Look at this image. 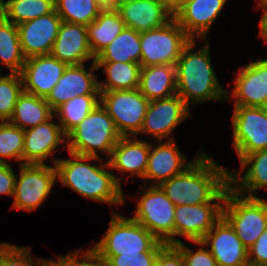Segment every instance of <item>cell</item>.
Wrapping results in <instances>:
<instances>
[{"label": "cell", "mask_w": 267, "mask_h": 266, "mask_svg": "<svg viewBox=\"0 0 267 266\" xmlns=\"http://www.w3.org/2000/svg\"><path fill=\"white\" fill-rule=\"evenodd\" d=\"M56 162L57 182L93 202L122 206L126 196L108 160L68 152ZM94 162V163H93ZM93 163V164H92Z\"/></svg>", "instance_id": "1"}, {"label": "cell", "mask_w": 267, "mask_h": 266, "mask_svg": "<svg viewBox=\"0 0 267 266\" xmlns=\"http://www.w3.org/2000/svg\"><path fill=\"white\" fill-rule=\"evenodd\" d=\"M229 170L203 151L182 173L159 186L175 206L224 202Z\"/></svg>", "instance_id": "2"}, {"label": "cell", "mask_w": 267, "mask_h": 266, "mask_svg": "<svg viewBox=\"0 0 267 266\" xmlns=\"http://www.w3.org/2000/svg\"><path fill=\"white\" fill-rule=\"evenodd\" d=\"M204 41L197 50V42ZM210 43L191 41L184 47L176 63L177 94L191 108L211 101H226V92L214 71Z\"/></svg>", "instance_id": "3"}, {"label": "cell", "mask_w": 267, "mask_h": 266, "mask_svg": "<svg viewBox=\"0 0 267 266\" xmlns=\"http://www.w3.org/2000/svg\"><path fill=\"white\" fill-rule=\"evenodd\" d=\"M116 210L111 209L108 228L92 246L100 256L159 252L166 245L137 221Z\"/></svg>", "instance_id": "4"}, {"label": "cell", "mask_w": 267, "mask_h": 266, "mask_svg": "<svg viewBox=\"0 0 267 266\" xmlns=\"http://www.w3.org/2000/svg\"><path fill=\"white\" fill-rule=\"evenodd\" d=\"M121 137L113 119L99 104L67 135L66 150L108 160Z\"/></svg>", "instance_id": "5"}, {"label": "cell", "mask_w": 267, "mask_h": 266, "mask_svg": "<svg viewBox=\"0 0 267 266\" xmlns=\"http://www.w3.org/2000/svg\"><path fill=\"white\" fill-rule=\"evenodd\" d=\"M222 217L248 249L267 228V199L241 195L229 186Z\"/></svg>", "instance_id": "6"}, {"label": "cell", "mask_w": 267, "mask_h": 266, "mask_svg": "<svg viewBox=\"0 0 267 266\" xmlns=\"http://www.w3.org/2000/svg\"><path fill=\"white\" fill-rule=\"evenodd\" d=\"M139 197V198H138ZM137 205L131 215L159 241L174 245L175 205L159 185L140 184Z\"/></svg>", "instance_id": "7"}, {"label": "cell", "mask_w": 267, "mask_h": 266, "mask_svg": "<svg viewBox=\"0 0 267 266\" xmlns=\"http://www.w3.org/2000/svg\"><path fill=\"white\" fill-rule=\"evenodd\" d=\"M190 41L191 38L174 18L163 27L140 32V66L176 65Z\"/></svg>", "instance_id": "8"}, {"label": "cell", "mask_w": 267, "mask_h": 266, "mask_svg": "<svg viewBox=\"0 0 267 266\" xmlns=\"http://www.w3.org/2000/svg\"><path fill=\"white\" fill-rule=\"evenodd\" d=\"M20 166V167H19ZM16 174L11 210H37L53 191L57 182L56 166L49 164H21Z\"/></svg>", "instance_id": "9"}, {"label": "cell", "mask_w": 267, "mask_h": 266, "mask_svg": "<svg viewBox=\"0 0 267 266\" xmlns=\"http://www.w3.org/2000/svg\"><path fill=\"white\" fill-rule=\"evenodd\" d=\"M149 102L138 88L100 92V104L122 137L136 136L140 132Z\"/></svg>", "instance_id": "10"}, {"label": "cell", "mask_w": 267, "mask_h": 266, "mask_svg": "<svg viewBox=\"0 0 267 266\" xmlns=\"http://www.w3.org/2000/svg\"><path fill=\"white\" fill-rule=\"evenodd\" d=\"M190 116L191 108L178 94L151 100L142 128L135 137L144 140V136H149L153 137L154 141L174 140L176 127L188 120Z\"/></svg>", "instance_id": "11"}, {"label": "cell", "mask_w": 267, "mask_h": 266, "mask_svg": "<svg viewBox=\"0 0 267 266\" xmlns=\"http://www.w3.org/2000/svg\"><path fill=\"white\" fill-rule=\"evenodd\" d=\"M231 116L232 148L240 161L267 149V114L261 107L234 106Z\"/></svg>", "instance_id": "12"}, {"label": "cell", "mask_w": 267, "mask_h": 266, "mask_svg": "<svg viewBox=\"0 0 267 266\" xmlns=\"http://www.w3.org/2000/svg\"><path fill=\"white\" fill-rule=\"evenodd\" d=\"M54 120L55 115L36 127L24 130L22 164L46 165L50 161L55 165L60 158L55 156V152H59L58 147L63 144L60 149H67V136L58 121Z\"/></svg>", "instance_id": "13"}, {"label": "cell", "mask_w": 267, "mask_h": 266, "mask_svg": "<svg viewBox=\"0 0 267 266\" xmlns=\"http://www.w3.org/2000/svg\"><path fill=\"white\" fill-rule=\"evenodd\" d=\"M175 140L150 141L148 165L142 184L160 185L182 173L204 151L201 147V150L195 153L196 156L188 160Z\"/></svg>", "instance_id": "14"}, {"label": "cell", "mask_w": 267, "mask_h": 266, "mask_svg": "<svg viewBox=\"0 0 267 266\" xmlns=\"http://www.w3.org/2000/svg\"><path fill=\"white\" fill-rule=\"evenodd\" d=\"M222 208L223 202L176 206L174 244L181 242L180 237L189 242L201 241L222 218Z\"/></svg>", "instance_id": "15"}, {"label": "cell", "mask_w": 267, "mask_h": 266, "mask_svg": "<svg viewBox=\"0 0 267 266\" xmlns=\"http://www.w3.org/2000/svg\"><path fill=\"white\" fill-rule=\"evenodd\" d=\"M234 77L233 89L226 92V100L232 99L233 106L261 107L267 99V57L240 65Z\"/></svg>", "instance_id": "16"}, {"label": "cell", "mask_w": 267, "mask_h": 266, "mask_svg": "<svg viewBox=\"0 0 267 266\" xmlns=\"http://www.w3.org/2000/svg\"><path fill=\"white\" fill-rule=\"evenodd\" d=\"M88 67L85 63L67 66L57 84L45 98L53 111L76 96L100 95L96 63L91 62Z\"/></svg>", "instance_id": "17"}, {"label": "cell", "mask_w": 267, "mask_h": 266, "mask_svg": "<svg viewBox=\"0 0 267 266\" xmlns=\"http://www.w3.org/2000/svg\"><path fill=\"white\" fill-rule=\"evenodd\" d=\"M228 0H187L174 12V19L195 40L207 39L212 25L221 15Z\"/></svg>", "instance_id": "18"}, {"label": "cell", "mask_w": 267, "mask_h": 266, "mask_svg": "<svg viewBox=\"0 0 267 266\" xmlns=\"http://www.w3.org/2000/svg\"><path fill=\"white\" fill-rule=\"evenodd\" d=\"M116 10L125 26L137 32L163 27L174 18L169 0H122Z\"/></svg>", "instance_id": "19"}, {"label": "cell", "mask_w": 267, "mask_h": 266, "mask_svg": "<svg viewBox=\"0 0 267 266\" xmlns=\"http://www.w3.org/2000/svg\"><path fill=\"white\" fill-rule=\"evenodd\" d=\"M149 152L150 142L147 139L143 140L135 136L121 137L119 139L112 150L108 162L117 182L121 186L123 183L121 177L126 172L128 174L126 178H140L143 181L148 165Z\"/></svg>", "instance_id": "20"}, {"label": "cell", "mask_w": 267, "mask_h": 266, "mask_svg": "<svg viewBox=\"0 0 267 266\" xmlns=\"http://www.w3.org/2000/svg\"><path fill=\"white\" fill-rule=\"evenodd\" d=\"M62 19L55 9L46 15L17 25L25 58L51 54Z\"/></svg>", "instance_id": "21"}, {"label": "cell", "mask_w": 267, "mask_h": 266, "mask_svg": "<svg viewBox=\"0 0 267 266\" xmlns=\"http://www.w3.org/2000/svg\"><path fill=\"white\" fill-rule=\"evenodd\" d=\"M67 64L52 54L27 58L21 74L23 91L46 98L63 75Z\"/></svg>", "instance_id": "22"}, {"label": "cell", "mask_w": 267, "mask_h": 266, "mask_svg": "<svg viewBox=\"0 0 267 266\" xmlns=\"http://www.w3.org/2000/svg\"><path fill=\"white\" fill-rule=\"evenodd\" d=\"M217 262V266H245L247 248L234 229L222 217L201 240Z\"/></svg>", "instance_id": "23"}, {"label": "cell", "mask_w": 267, "mask_h": 266, "mask_svg": "<svg viewBox=\"0 0 267 266\" xmlns=\"http://www.w3.org/2000/svg\"><path fill=\"white\" fill-rule=\"evenodd\" d=\"M51 54L68 66L95 62L88 42L87 26L62 21Z\"/></svg>", "instance_id": "24"}, {"label": "cell", "mask_w": 267, "mask_h": 266, "mask_svg": "<svg viewBox=\"0 0 267 266\" xmlns=\"http://www.w3.org/2000/svg\"><path fill=\"white\" fill-rule=\"evenodd\" d=\"M239 163V169L229 170L230 187L247 197H263L258 191L267 187V149L245 155Z\"/></svg>", "instance_id": "25"}, {"label": "cell", "mask_w": 267, "mask_h": 266, "mask_svg": "<svg viewBox=\"0 0 267 266\" xmlns=\"http://www.w3.org/2000/svg\"><path fill=\"white\" fill-rule=\"evenodd\" d=\"M138 89L149 101L177 94L176 65L142 67Z\"/></svg>", "instance_id": "26"}, {"label": "cell", "mask_w": 267, "mask_h": 266, "mask_svg": "<svg viewBox=\"0 0 267 266\" xmlns=\"http://www.w3.org/2000/svg\"><path fill=\"white\" fill-rule=\"evenodd\" d=\"M106 79L98 80L99 92L139 88L141 66L130 62H95Z\"/></svg>", "instance_id": "27"}, {"label": "cell", "mask_w": 267, "mask_h": 266, "mask_svg": "<svg viewBox=\"0 0 267 266\" xmlns=\"http://www.w3.org/2000/svg\"><path fill=\"white\" fill-rule=\"evenodd\" d=\"M54 111L45 98L22 91L18 96L14 112L9 122L23 130L36 127L49 120Z\"/></svg>", "instance_id": "28"}, {"label": "cell", "mask_w": 267, "mask_h": 266, "mask_svg": "<svg viewBox=\"0 0 267 266\" xmlns=\"http://www.w3.org/2000/svg\"><path fill=\"white\" fill-rule=\"evenodd\" d=\"M119 12L116 9H106L87 26L88 42L92 54L96 57L125 28Z\"/></svg>", "instance_id": "29"}, {"label": "cell", "mask_w": 267, "mask_h": 266, "mask_svg": "<svg viewBox=\"0 0 267 266\" xmlns=\"http://www.w3.org/2000/svg\"><path fill=\"white\" fill-rule=\"evenodd\" d=\"M141 57L140 32L125 27L96 57L95 62L139 63Z\"/></svg>", "instance_id": "30"}, {"label": "cell", "mask_w": 267, "mask_h": 266, "mask_svg": "<svg viewBox=\"0 0 267 266\" xmlns=\"http://www.w3.org/2000/svg\"><path fill=\"white\" fill-rule=\"evenodd\" d=\"M25 61L17 25L0 14V72L4 66L9 73H21Z\"/></svg>", "instance_id": "31"}, {"label": "cell", "mask_w": 267, "mask_h": 266, "mask_svg": "<svg viewBox=\"0 0 267 266\" xmlns=\"http://www.w3.org/2000/svg\"><path fill=\"white\" fill-rule=\"evenodd\" d=\"M99 104L100 95L76 96L59 106L54 115L67 136Z\"/></svg>", "instance_id": "32"}, {"label": "cell", "mask_w": 267, "mask_h": 266, "mask_svg": "<svg viewBox=\"0 0 267 266\" xmlns=\"http://www.w3.org/2000/svg\"><path fill=\"white\" fill-rule=\"evenodd\" d=\"M55 9L54 0H3L0 14L15 25L51 13Z\"/></svg>", "instance_id": "33"}, {"label": "cell", "mask_w": 267, "mask_h": 266, "mask_svg": "<svg viewBox=\"0 0 267 266\" xmlns=\"http://www.w3.org/2000/svg\"><path fill=\"white\" fill-rule=\"evenodd\" d=\"M55 11L62 21L88 26L103 10L97 0H54Z\"/></svg>", "instance_id": "34"}, {"label": "cell", "mask_w": 267, "mask_h": 266, "mask_svg": "<svg viewBox=\"0 0 267 266\" xmlns=\"http://www.w3.org/2000/svg\"><path fill=\"white\" fill-rule=\"evenodd\" d=\"M23 147L24 130L9 121H0V163L14 160L21 165Z\"/></svg>", "instance_id": "35"}, {"label": "cell", "mask_w": 267, "mask_h": 266, "mask_svg": "<svg viewBox=\"0 0 267 266\" xmlns=\"http://www.w3.org/2000/svg\"><path fill=\"white\" fill-rule=\"evenodd\" d=\"M23 91L20 73L0 72V121H9L12 117L18 96Z\"/></svg>", "instance_id": "36"}, {"label": "cell", "mask_w": 267, "mask_h": 266, "mask_svg": "<svg viewBox=\"0 0 267 266\" xmlns=\"http://www.w3.org/2000/svg\"><path fill=\"white\" fill-rule=\"evenodd\" d=\"M33 256L29 246L0 242V266H42L46 260Z\"/></svg>", "instance_id": "37"}, {"label": "cell", "mask_w": 267, "mask_h": 266, "mask_svg": "<svg viewBox=\"0 0 267 266\" xmlns=\"http://www.w3.org/2000/svg\"><path fill=\"white\" fill-rule=\"evenodd\" d=\"M56 262L60 266H108L107 262L93 249L78 248L65 255H55Z\"/></svg>", "instance_id": "38"}, {"label": "cell", "mask_w": 267, "mask_h": 266, "mask_svg": "<svg viewBox=\"0 0 267 266\" xmlns=\"http://www.w3.org/2000/svg\"><path fill=\"white\" fill-rule=\"evenodd\" d=\"M191 243L199 248L194 251V248H190L183 241L174 244L181 252L185 266H217L215 258L202 241H191Z\"/></svg>", "instance_id": "39"}, {"label": "cell", "mask_w": 267, "mask_h": 266, "mask_svg": "<svg viewBox=\"0 0 267 266\" xmlns=\"http://www.w3.org/2000/svg\"><path fill=\"white\" fill-rule=\"evenodd\" d=\"M159 252H139L118 256H101L108 266H154Z\"/></svg>", "instance_id": "40"}, {"label": "cell", "mask_w": 267, "mask_h": 266, "mask_svg": "<svg viewBox=\"0 0 267 266\" xmlns=\"http://www.w3.org/2000/svg\"><path fill=\"white\" fill-rule=\"evenodd\" d=\"M247 252L248 263L267 266V228Z\"/></svg>", "instance_id": "41"}, {"label": "cell", "mask_w": 267, "mask_h": 266, "mask_svg": "<svg viewBox=\"0 0 267 266\" xmlns=\"http://www.w3.org/2000/svg\"><path fill=\"white\" fill-rule=\"evenodd\" d=\"M156 266H185L181 252L174 246L166 244L158 253Z\"/></svg>", "instance_id": "42"}, {"label": "cell", "mask_w": 267, "mask_h": 266, "mask_svg": "<svg viewBox=\"0 0 267 266\" xmlns=\"http://www.w3.org/2000/svg\"><path fill=\"white\" fill-rule=\"evenodd\" d=\"M16 174L10 163H0V195L13 198Z\"/></svg>", "instance_id": "43"}, {"label": "cell", "mask_w": 267, "mask_h": 266, "mask_svg": "<svg viewBox=\"0 0 267 266\" xmlns=\"http://www.w3.org/2000/svg\"><path fill=\"white\" fill-rule=\"evenodd\" d=\"M262 15L258 21L259 34L258 37L267 45V9H261Z\"/></svg>", "instance_id": "44"}, {"label": "cell", "mask_w": 267, "mask_h": 266, "mask_svg": "<svg viewBox=\"0 0 267 266\" xmlns=\"http://www.w3.org/2000/svg\"><path fill=\"white\" fill-rule=\"evenodd\" d=\"M122 0H97L99 6L103 9H117Z\"/></svg>", "instance_id": "45"}, {"label": "cell", "mask_w": 267, "mask_h": 266, "mask_svg": "<svg viewBox=\"0 0 267 266\" xmlns=\"http://www.w3.org/2000/svg\"><path fill=\"white\" fill-rule=\"evenodd\" d=\"M185 1L187 0H169L172 11L174 12Z\"/></svg>", "instance_id": "46"}, {"label": "cell", "mask_w": 267, "mask_h": 266, "mask_svg": "<svg viewBox=\"0 0 267 266\" xmlns=\"http://www.w3.org/2000/svg\"><path fill=\"white\" fill-rule=\"evenodd\" d=\"M42 266H60V265L55 260H53V258L48 259L47 257Z\"/></svg>", "instance_id": "47"}, {"label": "cell", "mask_w": 267, "mask_h": 266, "mask_svg": "<svg viewBox=\"0 0 267 266\" xmlns=\"http://www.w3.org/2000/svg\"><path fill=\"white\" fill-rule=\"evenodd\" d=\"M258 7L259 9H267V0H257Z\"/></svg>", "instance_id": "48"}, {"label": "cell", "mask_w": 267, "mask_h": 266, "mask_svg": "<svg viewBox=\"0 0 267 266\" xmlns=\"http://www.w3.org/2000/svg\"><path fill=\"white\" fill-rule=\"evenodd\" d=\"M261 109L267 114V99H265L263 105L261 106Z\"/></svg>", "instance_id": "49"}, {"label": "cell", "mask_w": 267, "mask_h": 266, "mask_svg": "<svg viewBox=\"0 0 267 266\" xmlns=\"http://www.w3.org/2000/svg\"><path fill=\"white\" fill-rule=\"evenodd\" d=\"M245 266H262V265H255V264L248 263Z\"/></svg>", "instance_id": "50"}]
</instances>
